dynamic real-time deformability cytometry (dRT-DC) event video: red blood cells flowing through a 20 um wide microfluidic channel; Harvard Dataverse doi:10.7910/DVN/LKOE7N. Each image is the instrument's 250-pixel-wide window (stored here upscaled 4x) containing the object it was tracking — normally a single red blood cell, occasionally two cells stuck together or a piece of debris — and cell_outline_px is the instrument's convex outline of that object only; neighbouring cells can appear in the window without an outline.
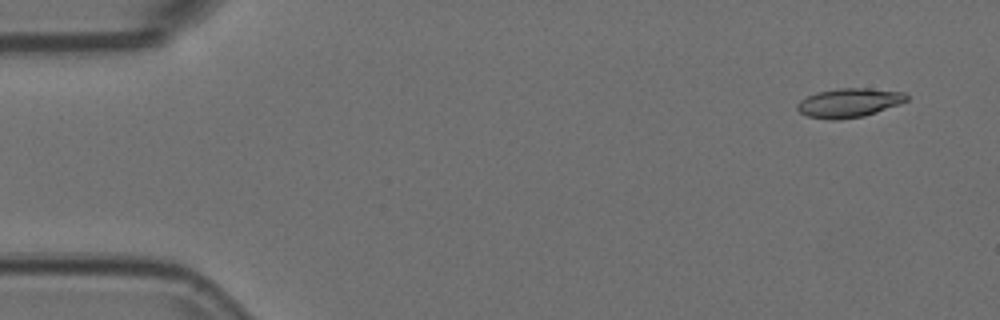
{"species": "Egyptian fruit bat (a non-hibernating species)", "species_latin": "Rousettus aegyptiacus", "temperature_condition": "room temperature", "stored_images_in_passage": 11, "camera_frame_rate_fps": 3000, "um_per_image_px": 0.085, "animal": {"sex": "female"}, "frame": {"image": 1, "passage_image": 1, "time_ms": 0.0, "image_size_px": [1000, 320], "cell_outline_px": [[908, 100], [900, 104], [864, 116], [840, 120], [828, 120], [808, 116], [800, 112], [796, 108], [796, 104], [800, 100], [816, 92], [836, 88], [868, 88], [904, 92], [908, 96]], "centroid_in_image_um": [72.16, 8.74], "position_along_channel_um": 12.8, "area_um2": 18.67}}